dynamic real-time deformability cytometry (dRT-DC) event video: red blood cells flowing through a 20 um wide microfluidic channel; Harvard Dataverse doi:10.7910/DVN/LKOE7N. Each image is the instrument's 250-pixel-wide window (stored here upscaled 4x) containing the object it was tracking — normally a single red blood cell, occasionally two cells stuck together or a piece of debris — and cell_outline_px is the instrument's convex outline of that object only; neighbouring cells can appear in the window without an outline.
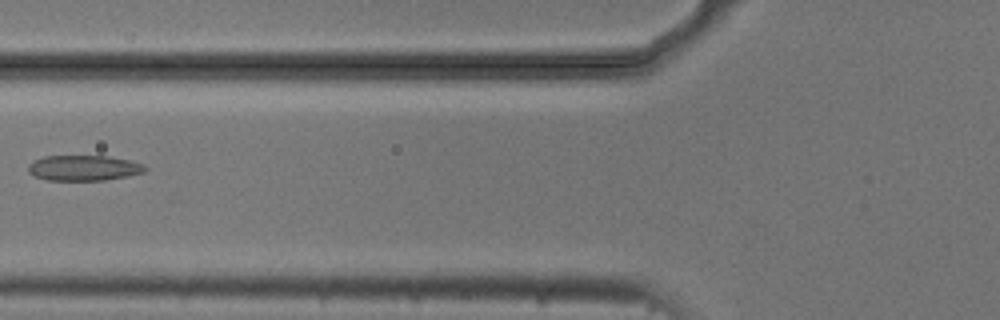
{"species": "common noctule bat (a hibernating species)", "species_latin": "Nyctalus noctula", "temperature_condition": "cold", "stored_images_in_passage": 6, "camera_frame_rate_fps": 3000, "um_per_image_px": 0.085, "animal": {"sex": "male", "body_mass_g": 20.5, "forearm_length_mm": 52.5}, "frame": {"image": 1, "passage_image": 6, "time_ms": 1.667, "image_size_px": [1000, 320], "cell_outline_px": [[148, 168], [144, 172], [128, 176], [104, 180], [48, 180], [36, 176], [28, 172], [28, 164], [44, 156], [108, 156], [128, 160], [144, 164]], "centroid_in_image_um": [7.14, 14.27], "position_along_channel_um": 118.7, "area_um2": 17.22}}